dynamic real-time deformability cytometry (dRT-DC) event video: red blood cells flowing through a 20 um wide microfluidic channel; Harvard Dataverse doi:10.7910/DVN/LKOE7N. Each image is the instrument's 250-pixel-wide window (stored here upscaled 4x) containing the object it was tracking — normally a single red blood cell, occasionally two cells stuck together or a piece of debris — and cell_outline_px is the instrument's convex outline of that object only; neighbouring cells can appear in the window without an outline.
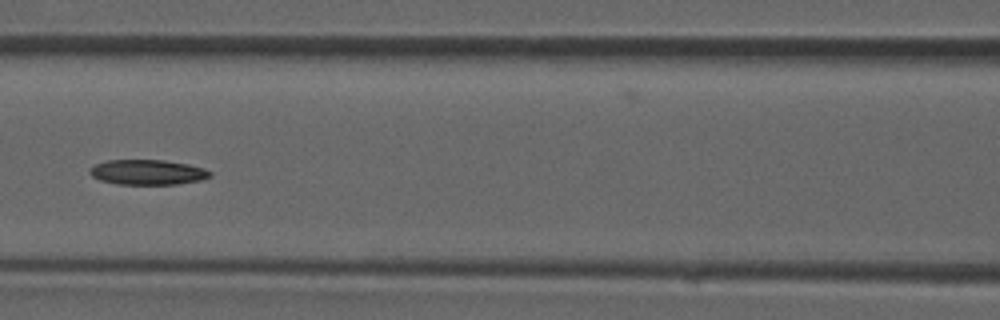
{"species": "common noctule bat (a hibernating species)", "species_latin": "Nyctalus noctula", "temperature_condition": "room temperature", "stored_images_in_passage": 40, "camera_frame_rate_fps": 3000, "um_per_image_px": 0.085, "animal": {"sex": "male", "forearm_length_mm": 52.5}, "frame": {"image": 1, "passage_image": 17, "time_ms": 5.333, "image_size_px": [1000, 320], "cell_outline_px": [[212, 176], [200, 180], [176, 184], [116, 184], [100, 180], [92, 176], [88, 172], [88, 168], [96, 164], [108, 160], [164, 160], [188, 164], [204, 168], [212, 172]], "centroid_in_image_um": [12.53, 14.63], "position_along_channel_um": 154.1, "area_um2": 17.63}}